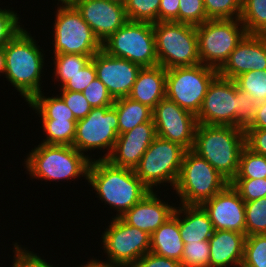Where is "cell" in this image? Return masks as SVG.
I'll return each mask as SVG.
<instances>
[{
    "mask_svg": "<svg viewBox=\"0 0 266 267\" xmlns=\"http://www.w3.org/2000/svg\"><path fill=\"white\" fill-rule=\"evenodd\" d=\"M87 181L96 192V197L116 210L122 217L138 203L150 190L136 176L134 169L117 167L106 159L94 158L88 168Z\"/></svg>",
    "mask_w": 266,
    "mask_h": 267,
    "instance_id": "6da1fadb",
    "label": "cell"
},
{
    "mask_svg": "<svg viewBox=\"0 0 266 267\" xmlns=\"http://www.w3.org/2000/svg\"><path fill=\"white\" fill-rule=\"evenodd\" d=\"M5 76L25 102L42 92L45 54L27 29L23 28L4 45Z\"/></svg>",
    "mask_w": 266,
    "mask_h": 267,
    "instance_id": "7a4b0ae2",
    "label": "cell"
},
{
    "mask_svg": "<svg viewBox=\"0 0 266 267\" xmlns=\"http://www.w3.org/2000/svg\"><path fill=\"white\" fill-rule=\"evenodd\" d=\"M244 147L243 128L198 124L192 151L206 159L230 183L237 176Z\"/></svg>",
    "mask_w": 266,
    "mask_h": 267,
    "instance_id": "3957f363",
    "label": "cell"
},
{
    "mask_svg": "<svg viewBox=\"0 0 266 267\" xmlns=\"http://www.w3.org/2000/svg\"><path fill=\"white\" fill-rule=\"evenodd\" d=\"M23 162L32 179L65 182L81 177L87 180L91 160L73 146L39 143Z\"/></svg>",
    "mask_w": 266,
    "mask_h": 267,
    "instance_id": "277c9868",
    "label": "cell"
},
{
    "mask_svg": "<svg viewBox=\"0 0 266 267\" xmlns=\"http://www.w3.org/2000/svg\"><path fill=\"white\" fill-rule=\"evenodd\" d=\"M229 182L204 158L186 150L174 191L179 204L201 205L222 191Z\"/></svg>",
    "mask_w": 266,
    "mask_h": 267,
    "instance_id": "5b68a950",
    "label": "cell"
},
{
    "mask_svg": "<svg viewBox=\"0 0 266 267\" xmlns=\"http://www.w3.org/2000/svg\"><path fill=\"white\" fill-rule=\"evenodd\" d=\"M158 63L166 70L201 63L196 26L180 22L153 23Z\"/></svg>",
    "mask_w": 266,
    "mask_h": 267,
    "instance_id": "8992f818",
    "label": "cell"
},
{
    "mask_svg": "<svg viewBox=\"0 0 266 267\" xmlns=\"http://www.w3.org/2000/svg\"><path fill=\"white\" fill-rule=\"evenodd\" d=\"M57 6L52 26L53 54H81L92 58L102 49L100 40L72 3H57Z\"/></svg>",
    "mask_w": 266,
    "mask_h": 267,
    "instance_id": "52a82bcc",
    "label": "cell"
},
{
    "mask_svg": "<svg viewBox=\"0 0 266 267\" xmlns=\"http://www.w3.org/2000/svg\"><path fill=\"white\" fill-rule=\"evenodd\" d=\"M107 54L123 58L143 67L159 65L156 55L153 23L127 21L102 42Z\"/></svg>",
    "mask_w": 266,
    "mask_h": 267,
    "instance_id": "ba28073f",
    "label": "cell"
},
{
    "mask_svg": "<svg viewBox=\"0 0 266 267\" xmlns=\"http://www.w3.org/2000/svg\"><path fill=\"white\" fill-rule=\"evenodd\" d=\"M185 151L180 144L156 136L134 168L136 176L150 191H155V186L157 189L164 183L170 184L173 189Z\"/></svg>",
    "mask_w": 266,
    "mask_h": 267,
    "instance_id": "9c48e42d",
    "label": "cell"
},
{
    "mask_svg": "<svg viewBox=\"0 0 266 267\" xmlns=\"http://www.w3.org/2000/svg\"><path fill=\"white\" fill-rule=\"evenodd\" d=\"M201 64L219 70L247 34L240 19H209L196 26Z\"/></svg>",
    "mask_w": 266,
    "mask_h": 267,
    "instance_id": "30bf717a",
    "label": "cell"
},
{
    "mask_svg": "<svg viewBox=\"0 0 266 267\" xmlns=\"http://www.w3.org/2000/svg\"><path fill=\"white\" fill-rule=\"evenodd\" d=\"M217 75L218 70L201 63L167 69L166 97L197 115L209 84Z\"/></svg>",
    "mask_w": 266,
    "mask_h": 267,
    "instance_id": "8fae6325",
    "label": "cell"
},
{
    "mask_svg": "<svg viewBox=\"0 0 266 267\" xmlns=\"http://www.w3.org/2000/svg\"><path fill=\"white\" fill-rule=\"evenodd\" d=\"M117 138L118 115L116 109L113 106L96 107L92 108L85 118L76 122L72 146L91 161L94 158L87 152L103 150L102 152L106 153L99 159H106L111 154Z\"/></svg>",
    "mask_w": 266,
    "mask_h": 267,
    "instance_id": "7c38bea8",
    "label": "cell"
},
{
    "mask_svg": "<svg viewBox=\"0 0 266 267\" xmlns=\"http://www.w3.org/2000/svg\"><path fill=\"white\" fill-rule=\"evenodd\" d=\"M109 223L100 238L106 259L112 264L131 266L150 252V234L128 225L121 217Z\"/></svg>",
    "mask_w": 266,
    "mask_h": 267,
    "instance_id": "4fadbf2b",
    "label": "cell"
},
{
    "mask_svg": "<svg viewBox=\"0 0 266 267\" xmlns=\"http://www.w3.org/2000/svg\"><path fill=\"white\" fill-rule=\"evenodd\" d=\"M152 118L157 136L192 150L198 125L196 115L165 97L153 109Z\"/></svg>",
    "mask_w": 266,
    "mask_h": 267,
    "instance_id": "5bb4252c",
    "label": "cell"
},
{
    "mask_svg": "<svg viewBox=\"0 0 266 267\" xmlns=\"http://www.w3.org/2000/svg\"><path fill=\"white\" fill-rule=\"evenodd\" d=\"M237 109L236 82L217 75L209 84L200 111L198 124L235 127Z\"/></svg>",
    "mask_w": 266,
    "mask_h": 267,
    "instance_id": "9a60e30c",
    "label": "cell"
},
{
    "mask_svg": "<svg viewBox=\"0 0 266 267\" xmlns=\"http://www.w3.org/2000/svg\"><path fill=\"white\" fill-rule=\"evenodd\" d=\"M201 206L207 212L214 230L245 234V202L230 183Z\"/></svg>",
    "mask_w": 266,
    "mask_h": 267,
    "instance_id": "2e32d148",
    "label": "cell"
},
{
    "mask_svg": "<svg viewBox=\"0 0 266 267\" xmlns=\"http://www.w3.org/2000/svg\"><path fill=\"white\" fill-rule=\"evenodd\" d=\"M91 61L96 69V77L104 83L114 99L129 95L141 69L139 65L111 56L102 49L91 58Z\"/></svg>",
    "mask_w": 266,
    "mask_h": 267,
    "instance_id": "e0dca14e",
    "label": "cell"
},
{
    "mask_svg": "<svg viewBox=\"0 0 266 267\" xmlns=\"http://www.w3.org/2000/svg\"><path fill=\"white\" fill-rule=\"evenodd\" d=\"M71 3L81 13L101 43L128 21L124 5L116 2L73 0Z\"/></svg>",
    "mask_w": 266,
    "mask_h": 267,
    "instance_id": "ac0fdd59",
    "label": "cell"
},
{
    "mask_svg": "<svg viewBox=\"0 0 266 267\" xmlns=\"http://www.w3.org/2000/svg\"><path fill=\"white\" fill-rule=\"evenodd\" d=\"M256 70H266V35L246 34L218 70V75L235 80Z\"/></svg>",
    "mask_w": 266,
    "mask_h": 267,
    "instance_id": "d6986e66",
    "label": "cell"
},
{
    "mask_svg": "<svg viewBox=\"0 0 266 267\" xmlns=\"http://www.w3.org/2000/svg\"><path fill=\"white\" fill-rule=\"evenodd\" d=\"M156 136L152 118L118 135L113 150L106 160L117 167L134 169Z\"/></svg>",
    "mask_w": 266,
    "mask_h": 267,
    "instance_id": "ffe728a7",
    "label": "cell"
},
{
    "mask_svg": "<svg viewBox=\"0 0 266 267\" xmlns=\"http://www.w3.org/2000/svg\"><path fill=\"white\" fill-rule=\"evenodd\" d=\"M166 202L160 199L157 191H150L121 218L128 225L151 235L174 214L176 206Z\"/></svg>",
    "mask_w": 266,
    "mask_h": 267,
    "instance_id": "44dd1931",
    "label": "cell"
},
{
    "mask_svg": "<svg viewBox=\"0 0 266 267\" xmlns=\"http://www.w3.org/2000/svg\"><path fill=\"white\" fill-rule=\"evenodd\" d=\"M245 234L214 230L209 238L210 267H240L243 260Z\"/></svg>",
    "mask_w": 266,
    "mask_h": 267,
    "instance_id": "7402d4cb",
    "label": "cell"
},
{
    "mask_svg": "<svg viewBox=\"0 0 266 267\" xmlns=\"http://www.w3.org/2000/svg\"><path fill=\"white\" fill-rule=\"evenodd\" d=\"M128 97L153 110L166 97V69L161 65L141 68Z\"/></svg>",
    "mask_w": 266,
    "mask_h": 267,
    "instance_id": "603a6c76",
    "label": "cell"
},
{
    "mask_svg": "<svg viewBox=\"0 0 266 267\" xmlns=\"http://www.w3.org/2000/svg\"><path fill=\"white\" fill-rule=\"evenodd\" d=\"M150 252L181 262L184 242L179 229V206L173 216L150 235Z\"/></svg>",
    "mask_w": 266,
    "mask_h": 267,
    "instance_id": "cb8c5ba5",
    "label": "cell"
},
{
    "mask_svg": "<svg viewBox=\"0 0 266 267\" xmlns=\"http://www.w3.org/2000/svg\"><path fill=\"white\" fill-rule=\"evenodd\" d=\"M179 229L184 244L209 240L214 233L213 224L201 205H179Z\"/></svg>",
    "mask_w": 266,
    "mask_h": 267,
    "instance_id": "d4e9b609",
    "label": "cell"
},
{
    "mask_svg": "<svg viewBox=\"0 0 266 267\" xmlns=\"http://www.w3.org/2000/svg\"><path fill=\"white\" fill-rule=\"evenodd\" d=\"M118 115V135L152 119V109L130 97L115 99L112 105Z\"/></svg>",
    "mask_w": 266,
    "mask_h": 267,
    "instance_id": "484cf974",
    "label": "cell"
},
{
    "mask_svg": "<svg viewBox=\"0 0 266 267\" xmlns=\"http://www.w3.org/2000/svg\"><path fill=\"white\" fill-rule=\"evenodd\" d=\"M27 104L37 115L39 114L40 119L77 120L59 95L50 97L40 92Z\"/></svg>",
    "mask_w": 266,
    "mask_h": 267,
    "instance_id": "4316f807",
    "label": "cell"
},
{
    "mask_svg": "<svg viewBox=\"0 0 266 267\" xmlns=\"http://www.w3.org/2000/svg\"><path fill=\"white\" fill-rule=\"evenodd\" d=\"M78 120L41 119L42 130L45 133L40 143L48 145L72 146Z\"/></svg>",
    "mask_w": 266,
    "mask_h": 267,
    "instance_id": "83f0119b",
    "label": "cell"
},
{
    "mask_svg": "<svg viewBox=\"0 0 266 267\" xmlns=\"http://www.w3.org/2000/svg\"><path fill=\"white\" fill-rule=\"evenodd\" d=\"M240 20L247 34L266 35V0H242Z\"/></svg>",
    "mask_w": 266,
    "mask_h": 267,
    "instance_id": "f1b7e54d",
    "label": "cell"
},
{
    "mask_svg": "<svg viewBox=\"0 0 266 267\" xmlns=\"http://www.w3.org/2000/svg\"><path fill=\"white\" fill-rule=\"evenodd\" d=\"M53 58V73L55 75L53 76V78L55 77L53 81L61 83V85L59 83L58 88H61L72 76L78 73L91 60V57L88 55L70 53L54 54Z\"/></svg>",
    "mask_w": 266,
    "mask_h": 267,
    "instance_id": "f546056e",
    "label": "cell"
},
{
    "mask_svg": "<svg viewBox=\"0 0 266 267\" xmlns=\"http://www.w3.org/2000/svg\"><path fill=\"white\" fill-rule=\"evenodd\" d=\"M264 178H266V157L245 146L241 152L238 173L234 179Z\"/></svg>",
    "mask_w": 266,
    "mask_h": 267,
    "instance_id": "4dcf8cb0",
    "label": "cell"
},
{
    "mask_svg": "<svg viewBox=\"0 0 266 267\" xmlns=\"http://www.w3.org/2000/svg\"><path fill=\"white\" fill-rule=\"evenodd\" d=\"M245 235L266 234V197L245 202Z\"/></svg>",
    "mask_w": 266,
    "mask_h": 267,
    "instance_id": "1f68e13d",
    "label": "cell"
},
{
    "mask_svg": "<svg viewBox=\"0 0 266 267\" xmlns=\"http://www.w3.org/2000/svg\"><path fill=\"white\" fill-rule=\"evenodd\" d=\"M161 0H128L124 5L129 21L159 22Z\"/></svg>",
    "mask_w": 266,
    "mask_h": 267,
    "instance_id": "d6a6232c",
    "label": "cell"
},
{
    "mask_svg": "<svg viewBox=\"0 0 266 267\" xmlns=\"http://www.w3.org/2000/svg\"><path fill=\"white\" fill-rule=\"evenodd\" d=\"M240 267H266V234L246 236Z\"/></svg>",
    "mask_w": 266,
    "mask_h": 267,
    "instance_id": "836d02e7",
    "label": "cell"
},
{
    "mask_svg": "<svg viewBox=\"0 0 266 267\" xmlns=\"http://www.w3.org/2000/svg\"><path fill=\"white\" fill-rule=\"evenodd\" d=\"M239 89L258 103L266 100V70L249 71L234 80Z\"/></svg>",
    "mask_w": 266,
    "mask_h": 267,
    "instance_id": "e575fe53",
    "label": "cell"
},
{
    "mask_svg": "<svg viewBox=\"0 0 266 267\" xmlns=\"http://www.w3.org/2000/svg\"><path fill=\"white\" fill-rule=\"evenodd\" d=\"M208 19H240L242 0H203Z\"/></svg>",
    "mask_w": 266,
    "mask_h": 267,
    "instance_id": "d590c367",
    "label": "cell"
},
{
    "mask_svg": "<svg viewBox=\"0 0 266 267\" xmlns=\"http://www.w3.org/2000/svg\"><path fill=\"white\" fill-rule=\"evenodd\" d=\"M182 267H210V244L208 240L184 244Z\"/></svg>",
    "mask_w": 266,
    "mask_h": 267,
    "instance_id": "8d00e7d4",
    "label": "cell"
},
{
    "mask_svg": "<svg viewBox=\"0 0 266 267\" xmlns=\"http://www.w3.org/2000/svg\"><path fill=\"white\" fill-rule=\"evenodd\" d=\"M237 109H235V127L245 129L254 119L258 102L238 88L236 84Z\"/></svg>",
    "mask_w": 266,
    "mask_h": 267,
    "instance_id": "74e56055",
    "label": "cell"
},
{
    "mask_svg": "<svg viewBox=\"0 0 266 267\" xmlns=\"http://www.w3.org/2000/svg\"><path fill=\"white\" fill-rule=\"evenodd\" d=\"M230 184L238 192L244 202L266 197V178L233 179Z\"/></svg>",
    "mask_w": 266,
    "mask_h": 267,
    "instance_id": "f35d334b",
    "label": "cell"
},
{
    "mask_svg": "<svg viewBox=\"0 0 266 267\" xmlns=\"http://www.w3.org/2000/svg\"><path fill=\"white\" fill-rule=\"evenodd\" d=\"M209 20L203 0H180L179 22L198 26Z\"/></svg>",
    "mask_w": 266,
    "mask_h": 267,
    "instance_id": "ab89813d",
    "label": "cell"
},
{
    "mask_svg": "<svg viewBox=\"0 0 266 267\" xmlns=\"http://www.w3.org/2000/svg\"><path fill=\"white\" fill-rule=\"evenodd\" d=\"M92 108L112 106L115 99L97 77L82 91Z\"/></svg>",
    "mask_w": 266,
    "mask_h": 267,
    "instance_id": "60d3db41",
    "label": "cell"
},
{
    "mask_svg": "<svg viewBox=\"0 0 266 267\" xmlns=\"http://www.w3.org/2000/svg\"><path fill=\"white\" fill-rule=\"evenodd\" d=\"M10 9L0 8V45H5L23 28L20 16Z\"/></svg>",
    "mask_w": 266,
    "mask_h": 267,
    "instance_id": "b9f144b4",
    "label": "cell"
},
{
    "mask_svg": "<svg viewBox=\"0 0 266 267\" xmlns=\"http://www.w3.org/2000/svg\"><path fill=\"white\" fill-rule=\"evenodd\" d=\"M14 256L11 267H55L53 264L51 265L47 260L43 259L37 255L38 253L29 251L30 249L25 248V246L18 245L14 243Z\"/></svg>",
    "mask_w": 266,
    "mask_h": 267,
    "instance_id": "7bdbcfd3",
    "label": "cell"
},
{
    "mask_svg": "<svg viewBox=\"0 0 266 267\" xmlns=\"http://www.w3.org/2000/svg\"><path fill=\"white\" fill-rule=\"evenodd\" d=\"M60 97L71 109L77 120L85 118L92 110V106L86 100L82 92L61 90Z\"/></svg>",
    "mask_w": 266,
    "mask_h": 267,
    "instance_id": "ee69618b",
    "label": "cell"
},
{
    "mask_svg": "<svg viewBox=\"0 0 266 267\" xmlns=\"http://www.w3.org/2000/svg\"><path fill=\"white\" fill-rule=\"evenodd\" d=\"M96 78L94 63L90 60L78 73L72 76L59 90L82 92Z\"/></svg>",
    "mask_w": 266,
    "mask_h": 267,
    "instance_id": "f6af8a7d",
    "label": "cell"
},
{
    "mask_svg": "<svg viewBox=\"0 0 266 267\" xmlns=\"http://www.w3.org/2000/svg\"><path fill=\"white\" fill-rule=\"evenodd\" d=\"M245 146L266 157V129H244Z\"/></svg>",
    "mask_w": 266,
    "mask_h": 267,
    "instance_id": "bcb514c9",
    "label": "cell"
},
{
    "mask_svg": "<svg viewBox=\"0 0 266 267\" xmlns=\"http://www.w3.org/2000/svg\"><path fill=\"white\" fill-rule=\"evenodd\" d=\"M135 267H182L181 262L158 256L152 252L146 253L142 258H140L135 264Z\"/></svg>",
    "mask_w": 266,
    "mask_h": 267,
    "instance_id": "7dc6e473",
    "label": "cell"
},
{
    "mask_svg": "<svg viewBox=\"0 0 266 267\" xmlns=\"http://www.w3.org/2000/svg\"><path fill=\"white\" fill-rule=\"evenodd\" d=\"M180 0H161L159 22H179Z\"/></svg>",
    "mask_w": 266,
    "mask_h": 267,
    "instance_id": "c3c4849f",
    "label": "cell"
},
{
    "mask_svg": "<svg viewBox=\"0 0 266 267\" xmlns=\"http://www.w3.org/2000/svg\"><path fill=\"white\" fill-rule=\"evenodd\" d=\"M245 129H266V100L258 103L254 119Z\"/></svg>",
    "mask_w": 266,
    "mask_h": 267,
    "instance_id": "681fc988",
    "label": "cell"
},
{
    "mask_svg": "<svg viewBox=\"0 0 266 267\" xmlns=\"http://www.w3.org/2000/svg\"><path fill=\"white\" fill-rule=\"evenodd\" d=\"M78 267H119L115 264H112L109 260H99V259H95V257L93 256V258L90 259V261H87L86 264L84 265H79Z\"/></svg>",
    "mask_w": 266,
    "mask_h": 267,
    "instance_id": "f907efd6",
    "label": "cell"
},
{
    "mask_svg": "<svg viewBox=\"0 0 266 267\" xmlns=\"http://www.w3.org/2000/svg\"><path fill=\"white\" fill-rule=\"evenodd\" d=\"M5 74V50L4 45H0V76Z\"/></svg>",
    "mask_w": 266,
    "mask_h": 267,
    "instance_id": "816d5d0a",
    "label": "cell"
},
{
    "mask_svg": "<svg viewBox=\"0 0 266 267\" xmlns=\"http://www.w3.org/2000/svg\"><path fill=\"white\" fill-rule=\"evenodd\" d=\"M109 1L116 2V3H119L121 5H125L128 0H109Z\"/></svg>",
    "mask_w": 266,
    "mask_h": 267,
    "instance_id": "f5cc1de1",
    "label": "cell"
},
{
    "mask_svg": "<svg viewBox=\"0 0 266 267\" xmlns=\"http://www.w3.org/2000/svg\"><path fill=\"white\" fill-rule=\"evenodd\" d=\"M58 3H71L73 0H57Z\"/></svg>",
    "mask_w": 266,
    "mask_h": 267,
    "instance_id": "db71d44e",
    "label": "cell"
},
{
    "mask_svg": "<svg viewBox=\"0 0 266 267\" xmlns=\"http://www.w3.org/2000/svg\"><path fill=\"white\" fill-rule=\"evenodd\" d=\"M120 267H135L134 265H131V266H120Z\"/></svg>",
    "mask_w": 266,
    "mask_h": 267,
    "instance_id": "11a10c76",
    "label": "cell"
}]
</instances>
